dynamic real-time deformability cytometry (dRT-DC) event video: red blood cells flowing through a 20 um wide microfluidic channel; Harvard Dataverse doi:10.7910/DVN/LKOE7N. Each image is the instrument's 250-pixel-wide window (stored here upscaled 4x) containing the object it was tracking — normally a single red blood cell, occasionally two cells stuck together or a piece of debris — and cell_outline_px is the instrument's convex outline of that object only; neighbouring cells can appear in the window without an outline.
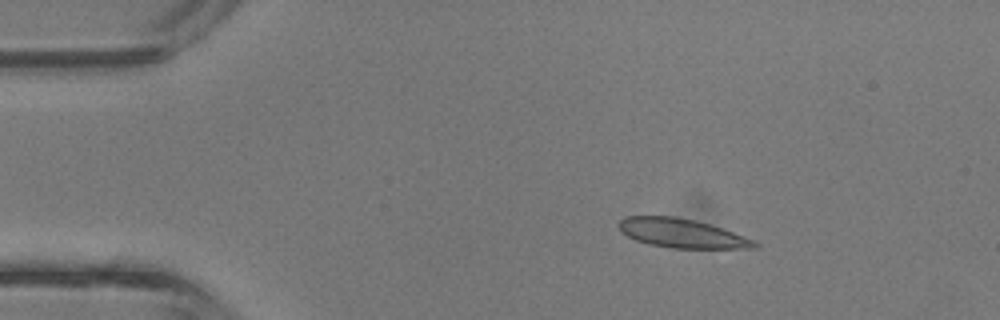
{"species": "common noctule bat (a hibernating species)", "species_latin": "Nyctalus noctula", "temperature_condition": "room temperature", "stored_images_in_passage": 3, "camera_frame_rate_fps": 3000, "um_per_image_px": 0.085, "animal": {"sex": "male", "body_mass_g": 13.3}, "frame": {"image": 1, "passage_image": 1, "time_ms": 0.0, "image_size_px": [1000, 320], "cell_outline_px": [[760, 248], [668, 248], [648, 244], [636, 240], [620, 232], [616, 224], [624, 216], [672, 216], [692, 220], [708, 224], [756, 240], [760, 244]], "centroid_in_image_um": [57.92, 19.84], "position_along_channel_um": 27.1, "area_um2": 23.0}}